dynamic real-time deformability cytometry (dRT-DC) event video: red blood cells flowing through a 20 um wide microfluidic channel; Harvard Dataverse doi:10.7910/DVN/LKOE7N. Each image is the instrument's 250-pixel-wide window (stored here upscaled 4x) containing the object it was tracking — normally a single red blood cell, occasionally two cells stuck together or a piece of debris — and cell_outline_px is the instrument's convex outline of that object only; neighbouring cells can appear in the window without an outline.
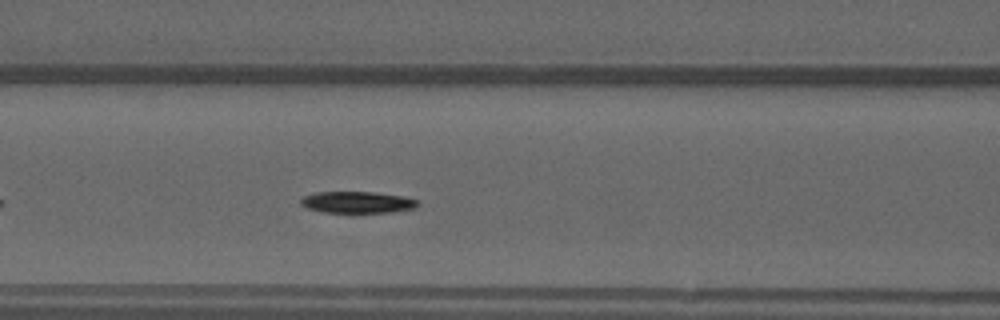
{"species": "common noctule bat (a hibernating species)", "species_latin": "Nyctalus noctula", "temperature_condition": "warm", "stored_images_in_passage": 39, "camera_frame_rate_fps": 3000, "um_per_image_px": 0.085, "animal": {"sex": "male", "forearm_length_mm": 52.5}, "frame": {"image": 1, "passage_image": 10, "time_ms": 3.0, "image_size_px": [1000, 320], "cell_outline_px": [[420, 204], [416, 208], [392, 212], [324, 212], [308, 208], [300, 204], [300, 200], [304, 196], [316, 192], [376, 192], [404, 196], [416, 200]], "centroid_in_image_um": [30.4, 17.19], "position_along_channel_um": 136.2, "area_um2": 14.68}}
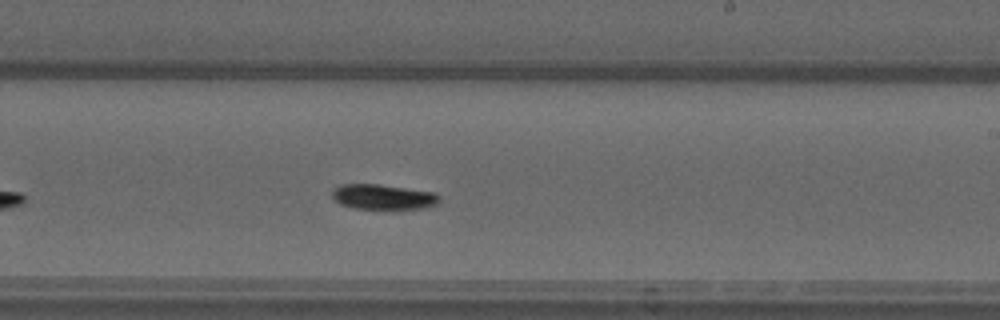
{"frame": {"image": 2, "passage_image": 19, "time_ms": 6.0, "image_size_px": [1000, 320], "cell_outline_px": [[440, 200], [436, 204], [424, 208], [392, 212], [352, 208], [340, 204], [332, 196], [332, 188], [344, 184], [380, 184], [436, 192], [440, 196]], "centroid_in_image_um": [32.61, 16.78], "position_along_channel_um": 256.4, "area_um2": 16.7}}
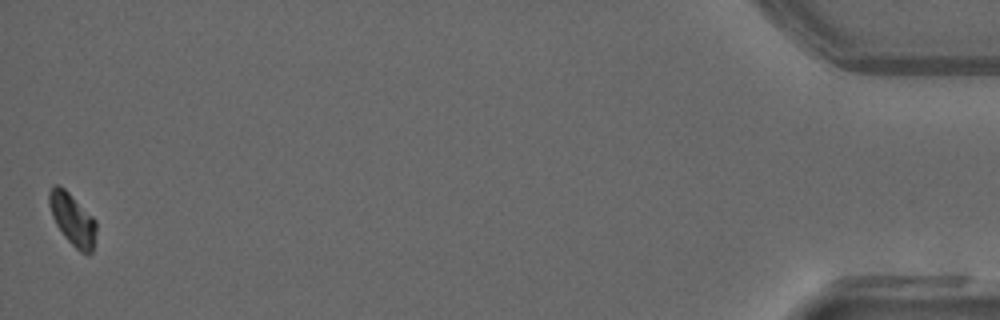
{"frame": {"image": 3, "passage_image": 39, "time_ms": 12.667, "image_size_px": [1000, 320], "cell_outline_px": [[96, 232], [92, 252], [80, 252], [64, 236], [56, 224], [52, 216], [48, 204], [48, 192], [52, 184], [60, 184], [96, 220]], "centroid_in_image_um": [6.13, 18.6], "position_along_channel_um": 429.1, "area_um2": 14.16}, "authors_computed_cell_mechanics": {"area_um2": 15.1436, "velocity_mm_per_s": 4.0235, "shape_relaxation_time_tau1_ms": 3.3428, "shape_relaxation_time_tau2_ms": null, "deformation_change_tau1": 0.1423, "deformation_change_tau2": null}}